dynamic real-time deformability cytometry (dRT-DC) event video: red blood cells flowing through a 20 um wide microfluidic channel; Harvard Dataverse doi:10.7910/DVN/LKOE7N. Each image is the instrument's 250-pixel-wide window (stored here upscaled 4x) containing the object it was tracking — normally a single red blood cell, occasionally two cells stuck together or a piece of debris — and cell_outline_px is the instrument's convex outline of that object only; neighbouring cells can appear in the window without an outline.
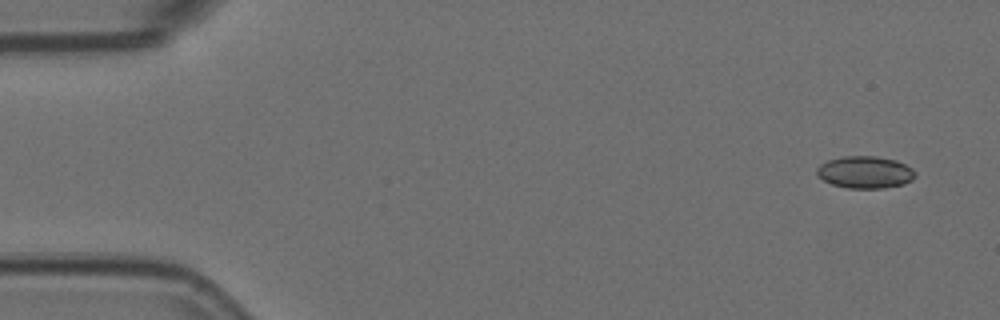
{"species": "Egyptian fruit bat (a non-hibernating species)", "species_latin": "Rousettus aegyptiacus", "temperature_condition": "room temperature", "stored_images_in_passage": 6, "camera_frame_rate_fps": 3000, "um_per_image_px": 0.085, "animal": {"sex": "female"}, "frame": {"image": 1, "passage_image": 1, "time_ms": 0.0, "image_size_px": [1000, 320], "cell_outline_px": [[916, 176], [912, 180], [904, 184], [884, 188], [848, 188], [832, 184], [824, 180], [816, 172], [816, 168], [820, 164], [828, 160], [844, 156], [876, 156], [896, 160], [912, 168], [916, 172]], "centroid_in_image_um": [73.56, 14.63], "position_along_channel_um": 11.4, "area_um2": 18.44}}
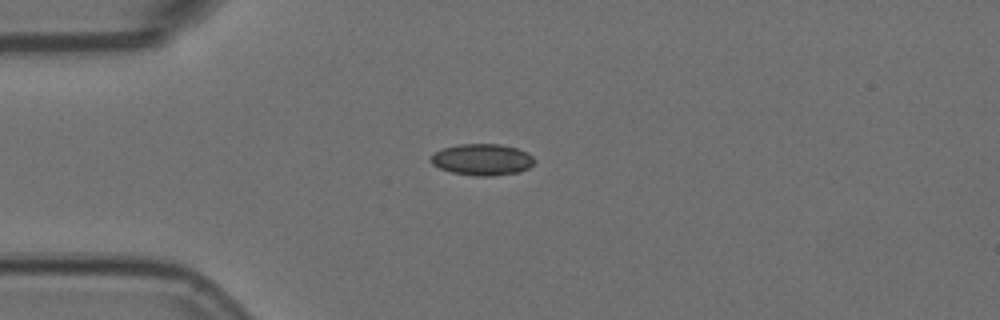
{"frame": {"image": 2, "passage_image": 4, "time_ms": 1.0, "image_size_px": [1000, 320], "cell_outline_px": [[536, 160], [528, 168], [520, 172], [492, 176], [476, 176], [452, 172], [440, 168], [432, 164], [428, 160], [436, 152], [444, 148], [460, 144], [500, 144], [516, 148], [532, 156]], "centroid_in_image_um": [40.98, 13.57], "position_along_channel_um": 44.0, "area_um2": 18.84}}